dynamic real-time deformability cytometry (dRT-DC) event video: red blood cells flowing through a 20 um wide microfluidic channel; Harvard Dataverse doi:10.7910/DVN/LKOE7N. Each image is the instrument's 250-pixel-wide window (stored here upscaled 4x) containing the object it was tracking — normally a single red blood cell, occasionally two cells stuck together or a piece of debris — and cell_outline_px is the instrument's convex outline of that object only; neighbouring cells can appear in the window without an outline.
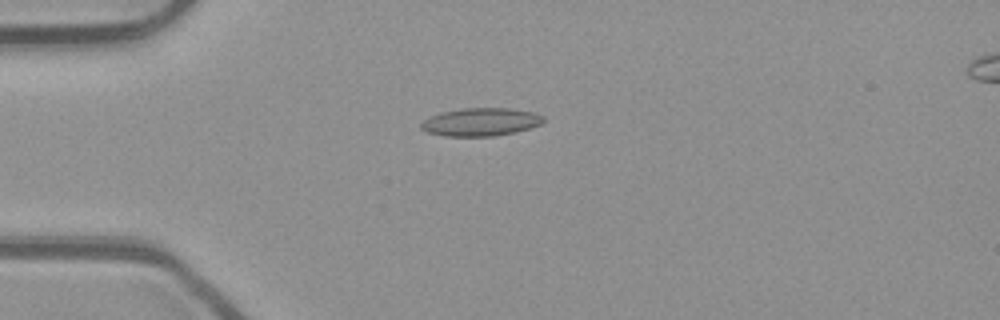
{"species": "common noctule bat (a hibernating species)", "species_latin": "Nyctalus noctula", "temperature_condition": "room temperature", "stored_images_in_passage": 33, "camera_frame_rate_fps": 3000, "um_per_image_px": 0.085, "animal": {"sex": "male", "body_mass_g": 23.1, "forearm_length_mm": 52.7}, "frame": {"image": 1, "passage_image": 1, "time_ms": 0.0, "image_size_px": [1000, 320], "cell_outline_px": [[544, 120], [540, 124], [528, 128], [512, 132], [492, 136], [444, 136], [428, 132], [420, 128], [420, 124], [424, 120], [432, 116], [444, 112], [460, 108], [508, 108], [532, 112], [544, 116]], "centroid_in_image_um": [40.84, 10.36], "position_along_channel_um": 44.2, "area_um2": 19.65}}
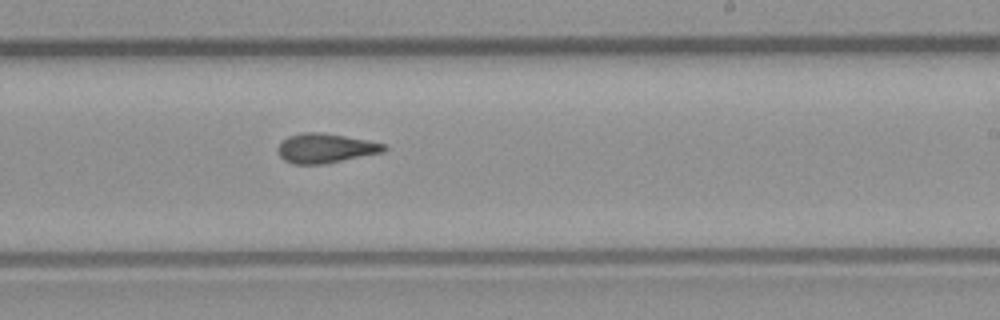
{"frame": {"image": 2, "passage_image": 19, "time_ms": 6.0, "image_size_px": [1000, 320], "cell_outline_px": [[388, 148], [384, 152], [324, 164], [292, 164], [284, 160], [280, 156], [276, 148], [288, 136], [304, 132], [320, 132], [368, 140], [384, 144]], "centroid_in_image_um": [27.66, 12.6], "position_along_channel_um": 261.3, "area_um2": 18.21}}
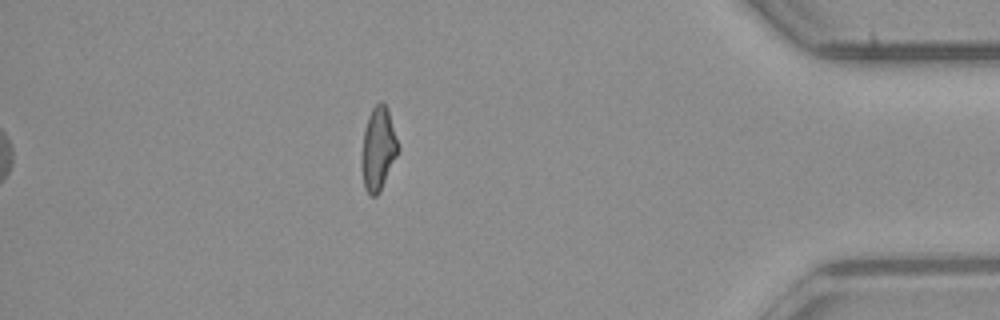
{"frame": {"image": 3, "passage_image": 33, "time_ms": 10.667, "image_size_px": [1000, 320], "cell_outline_px": [[400, 148], [380, 192], [376, 196], [372, 196], [364, 188], [364, 132], [368, 116], [372, 108], [380, 100], [388, 108], [400, 144]], "centroid_in_image_um": [32.22, 12.59], "position_along_channel_um": 403.0, "area_um2": 17.17}, "authors_computed_cell_mechanics": {"area_um2": 18.207, "velocity_mm_per_s": 3.9719, "shape_relaxation_time_tau1_ms": null, "shape_relaxation_time_tau2_ms": 2.7428, "deformation_change_tau1": null, "deformation_change_tau2": 0.117}}